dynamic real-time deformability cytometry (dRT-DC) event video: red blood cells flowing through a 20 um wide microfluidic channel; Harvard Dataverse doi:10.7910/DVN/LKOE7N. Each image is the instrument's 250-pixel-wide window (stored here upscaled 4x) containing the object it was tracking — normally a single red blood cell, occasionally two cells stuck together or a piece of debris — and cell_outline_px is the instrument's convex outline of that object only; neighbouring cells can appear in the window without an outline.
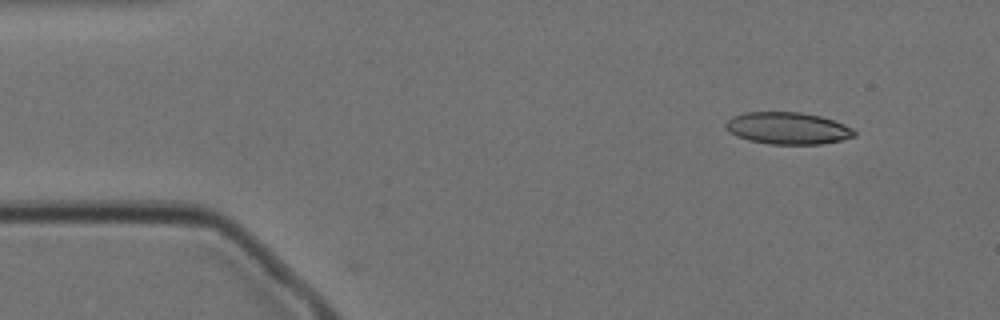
{"species": "Egyptian fruit bat (a non-hibernating species)", "species_latin": "Rousettus aegyptiacus", "temperature_condition": "cold", "stored_images_in_passage": 52, "camera_frame_rate_fps": 3000, "um_per_image_px": 0.085, "animal": {"sex": "female"}, "frame": {"image": 1, "passage_image": 1, "time_ms": 0.0, "image_size_px": [1000, 320], "cell_outline_px": [[856, 136], [840, 140], [820, 144], [768, 144], [748, 140], [736, 136], [728, 132], [724, 128], [724, 124], [732, 116], [744, 112], [800, 112], [820, 116], [844, 124], [852, 128], [856, 132]], "centroid_in_image_um": [66.91, 10.9], "position_along_channel_um": 18.1, "area_um2": 24.1}}
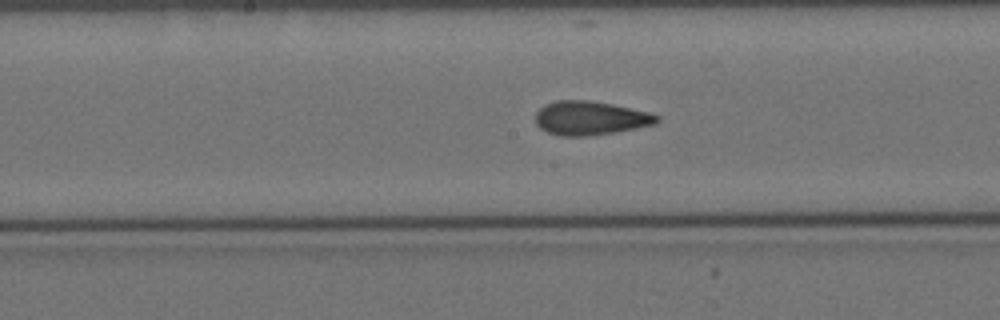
{"frame": {"image": 2, "passage_image": 23, "time_ms": 7.333, "image_size_px": [1000, 320], "cell_outline_px": [[660, 120], [656, 124], [616, 132], [584, 136], [560, 136], [548, 132], [540, 128], [536, 124], [536, 112], [544, 104], [556, 100], [588, 100], [612, 104], [652, 112], [660, 116]], "centroid_in_image_um": [50.2, 10.03], "position_along_channel_um": 198.0, "area_um2": 24.16}}
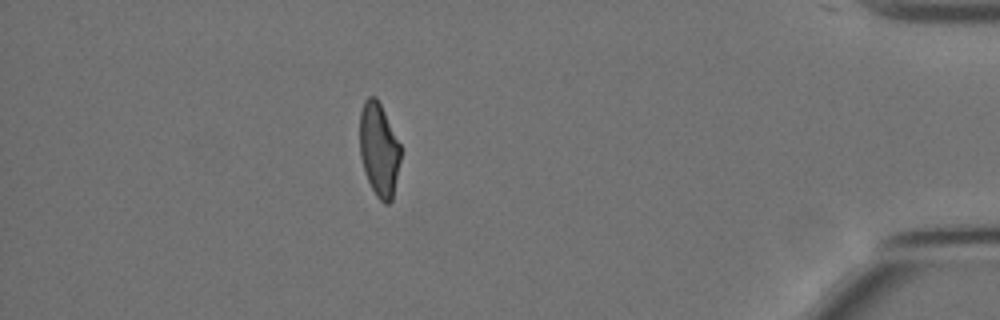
{"frame": {"image": 3, "passage_image": 45, "time_ms": 14.667, "image_size_px": [1000, 320], "cell_outline_px": [[400, 160], [392, 200], [388, 204], [384, 204], [376, 196], [368, 180], [360, 156], [360, 112], [364, 100], [368, 96], [376, 96], [400, 144]], "centroid_in_image_um": [32.2, 12.71], "position_along_channel_um": 403.0, "area_um2": 22.02}, "authors_computed_cell_mechanics": {"area_um2": 23.5246, "velocity_mm_per_s": 3.5044, "shape_relaxation_time_tau1_ms": 7.4407, "shape_relaxation_time_tau2_ms": 1.7705, "deformation_change_tau1": 0.1886, "deformation_change_tau2": 0.085}}